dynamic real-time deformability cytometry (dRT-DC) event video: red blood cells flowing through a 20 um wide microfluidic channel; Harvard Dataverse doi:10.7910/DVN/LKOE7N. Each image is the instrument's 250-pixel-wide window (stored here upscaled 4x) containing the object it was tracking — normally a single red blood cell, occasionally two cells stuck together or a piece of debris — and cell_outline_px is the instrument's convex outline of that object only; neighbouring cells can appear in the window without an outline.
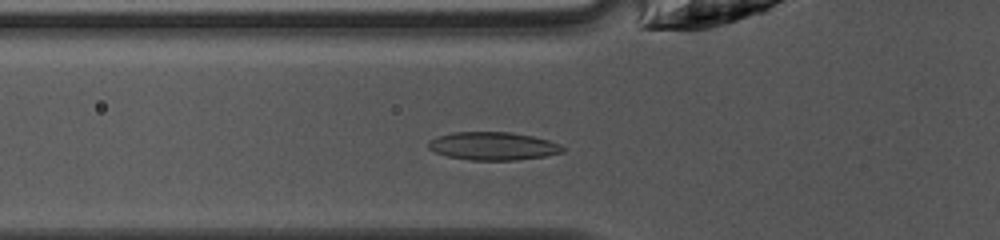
{"species": "common noctule bat (a hibernating species)", "species_latin": "Nyctalus noctula", "temperature_condition": "warm", "stored_images_in_passage": 34, "camera_frame_rate_fps": 3000, "um_per_image_px": 0.085, "animal": {"sex": "female", "body_mass_g": 10.0, "forearm_length_mm": 53.1}, "frame": {"image": 1, "passage_image": 3, "time_ms": 0.667, "image_size_px": [1000, 240], "cell_outline_px": [[564, 152], [544, 156], [516, 160], [472, 160], [448, 156], [436, 152], [428, 148], [428, 140], [436, 136], [452, 132], [512, 132], [532, 136], [548, 140], [560, 144], [564, 148]], "centroid_in_image_um": [41.89, 12.4], "position_along_channel_um": 83.9, "area_um2": 21.96}}
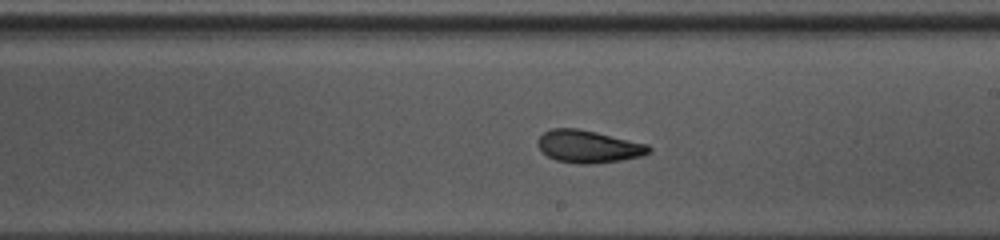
{"frame": {"image": 2, "passage_image": 14, "time_ms": 4.333, "image_size_px": [1000, 240], "cell_outline_px": [[652, 152], [644, 156], [596, 164], [580, 164], [556, 160], [540, 152], [536, 144], [536, 140], [544, 132], [552, 128], [576, 128], [596, 132], [648, 144], [652, 148]], "centroid_in_image_um": [50.01, 12.46], "position_along_channel_um": 239.0, "area_um2": 21.33}}
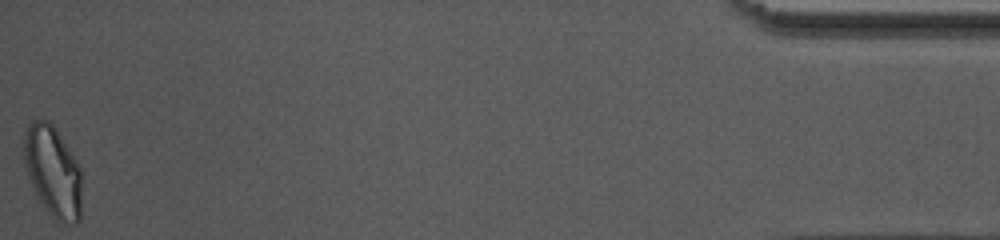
{"frame": {"image": 3, "passage_image": 34, "time_ms": 11.0, "image_size_px": [1000, 240], "cell_outline_px": [[80, 220], [76, 224], [60, 224], [48, 212], [36, 196], [28, 176], [24, 160], [24, 132], [28, 124], [32, 120], [48, 120], [56, 128], [80, 168]], "centroid_in_image_um": [4.47, 14.59], "position_along_channel_um": 430.7, "area_um2": 30.58}, "authors_computed_cell_mechanics": {"area_um2": 20.8947, "velocity_mm_per_s": 4.2056, "shape_relaxation_time_tau1_ms": 3.454, "shape_relaxation_time_tau2_ms": 1.4053, "deformation_change_tau1": 0.1308, "deformation_change_tau2": 0.078}}